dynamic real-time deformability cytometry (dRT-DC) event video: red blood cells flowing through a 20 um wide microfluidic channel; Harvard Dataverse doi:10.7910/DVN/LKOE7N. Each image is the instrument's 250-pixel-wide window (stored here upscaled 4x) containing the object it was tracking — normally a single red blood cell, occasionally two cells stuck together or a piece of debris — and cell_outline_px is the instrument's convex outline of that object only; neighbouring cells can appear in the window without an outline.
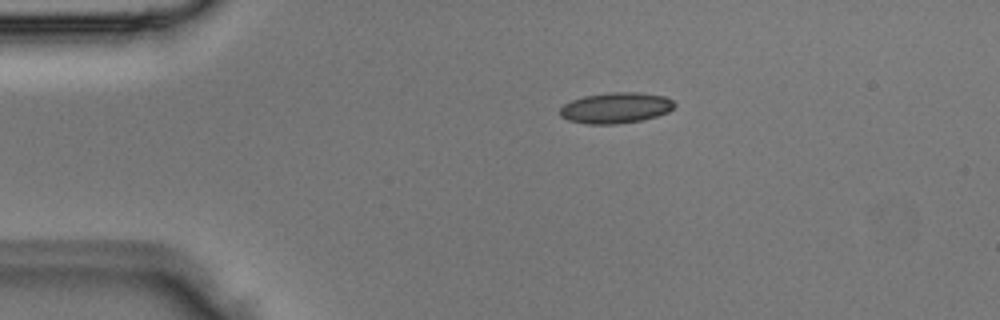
{"species": "Egyptian fruit bat (a non-hibernating species)", "species_latin": "Rousettus aegyptiacus", "temperature_condition": "room temperature", "stored_images_in_passage": 2, "camera_frame_rate_fps": 3000, "um_per_image_px": 0.085, "animal": {"sex": "male"}, "frame": {"image": 1, "passage_image": 1, "time_ms": 0.0, "image_size_px": [1000, 320], "cell_outline_px": [[676, 104], [668, 112], [644, 120], [616, 124], [584, 124], [568, 120], [560, 116], [560, 108], [564, 104], [572, 100], [584, 96], [612, 92], [636, 92], [664, 96], [672, 100]], "centroid_in_image_um": [52.33, 9.18], "position_along_channel_um": 32.7, "area_um2": 20.58}}